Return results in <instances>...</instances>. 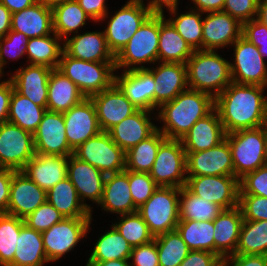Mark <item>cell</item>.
<instances>
[{
  "label": "cell",
  "mask_w": 267,
  "mask_h": 266,
  "mask_svg": "<svg viewBox=\"0 0 267 266\" xmlns=\"http://www.w3.org/2000/svg\"><path fill=\"white\" fill-rule=\"evenodd\" d=\"M266 88L232 82L215 98V109L226 134L263 126Z\"/></svg>",
  "instance_id": "cell-1"
},
{
  "label": "cell",
  "mask_w": 267,
  "mask_h": 266,
  "mask_svg": "<svg viewBox=\"0 0 267 266\" xmlns=\"http://www.w3.org/2000/svg\"><path fill=\"white\" fill-rule=\"evenodd\" d=\"M215 109V98L208 93L187 89L172 101L159 107L156 120L164 126L161 131L169 139H181L199 119L204 118Z\"/></svg>",
  "instance_id": "cell-2"
},
{
  "label": "cell",
  "mask_w": 267,
  "mask_h": 266,
  "mask_svg": "<svg viewBox=\"0 0 267 266\" xmlns=\"http://www.w3.org/2000/svg\"><path fill=\"white\" fill-rule=\"evenodd\" d=\"M189 89L216 98L232 81L230 62L216 50H194L186 62Z\"/></svg>",
  "instance_id": "cell-3"
},
{
  "label": "cell",
  "mask_w": 267,
  "mask_h": 266,
  "mask_svg": "<svg viewBox=\"0 0 267 266\" xmlns=\"http://www.w3.org/2000/svg\"><path fill=\"white\" fill-rule=\"evenodd\" d=\"M86 97L101 93L115 83V62H89L68 56L64 51L58 66Z\"/></svg>",
  "instance_id": "cell-4"
},
{
  "label": "cell",
  "mask_w": 267,
  "mask_h": 266,
  "mask_svg": "<svg viewBox=\"0 0 267 266\" xmlns=\"http://www.w3.org/2000/svg\"><path fill=\"white\" fill-rule=\"evenodd\" d=\"M159 14H152L115 56V69H145L143 63L158 62ZM139 67H138V66Z\"/></svg>",
  "instance_id": "cell-5"
},
{
  "label": "cell",
  "mask_w": 267,
  "mask_h": 266,
  "mask_svg": "<svg viewBox=\"0 0 267 266\" xmlns=\"http://www.w3.org/2000/svg\"><path fill=\"white\" fill-rule=\"evenodd\" d=\"M234 165V176L240 180L247 173L267 164L266 136L263 127L226 134Z\"/></svg>",
  "instance_id": "cell-6"
},
{
  "label": "cell",
  "mask_w": 267,
  "mask_h": 266,
  "mask_svg": "<svg viewBox=\"0 0 267 266\" xmlns=\"http://www.w3.org/2000/svg\"><path fill=\"white\" fill-rule=\"evenodd\" d=\"M180 188L159 186L137 212L150 233L158 235L176 230L179 217Z\"/></svg>",
  "instance_id": "cell-7"
},
{
  "label": "cell",
  "mask_w": 267,
  "mask_h": 266,
  "mask_svg": "<svg viewBox=\"0 0 267 266\" xmlns=\"http://www.w3.org/2000/svg\"><path fill=\"white\" fill-rule=\"evenodd\" d=\"M186 152L179 139L166 138L157 151L149 172L158 186L182 188L186 185Z\"/></svg>",
  "instance_id": "cell-8"
},
{
  "label": "cell",
  "mask_w": 267,
  "mask_h": 266,
  "mask_svg": "<svg viewBox=\"0 0 267 266\" xmlns=\"http://www.w3.org/2000/svg\"><path fill=\"white\" fill-rule=\"evenodd\" d=\"M151 15L144 1H127L115 12L104 30L107 46L114 56Z\"/></svg>",
  "instance_id": "cell-9"
},
{
  "label": "cell",
  "mask_w": 267,
  "mask_h": 266,
  "mask_svg": "<svg viewBox=\"0 0 267 266\" xmlns=\"http://www.w3.org/2000/svg\"><path fill=\"white\" fill-rule=\"evenodd\" d=\"M73 155L106 175L125 170V151L111 139L108 132L102 131L89 138L74 150Z\"/></svg>",
  "instance_id": "cell-10"
},
{
  "label": "cell",
  "mask_w": 267,
  "mask_h": 266,
  "mask_svg": "<svg viewBox=\"0 0 267 266\" xmlns=\"http://www.w3.org/2000/svg\"><path fill=\"white\" fill-rule=\"evenodd\" d=\"M230 46L235 47V60L230 62L232 81L267 87V65L258 48L242 35Z\"/></svg>",
  "instance_id": "cell-11"
},
{
  "label": "cell",
  "mask_w": 267,
  "mask_h": 266,
  "mask_svg": "<svg viewBox=\"0 0 267 266\" xmlns=\"http://www.w3.org/2000/svg\"><path fill=\"white\" fill-rule=\"evenodd\" d=\"M92 218H64L41 233L46 257L49 262L59 260L74 249L90 231Z\"/></svg>",
  "instance_id": "cell-12"
},
{
  "label": "cell",
  "mask_w": 267,
  "mask_h": 266,
  "mask_svg": "<svg viewBox=\"0 0 267 266\" xmlns=\"http://www.w3.org/2000/svg\"><path fill=\"white\" fill-rule=\"evenodd\" d=\"M34 155L32 133L10 122L0 124V168L22 170Z\"/></svg>",
  "instance_id": "cell-13"
},
{
  "label": "cell",
  "mask_w": 267,
  "mask_h": 266,
  "mask_svg": "<svg viewBox=\"0 0 267 266\" xmlns=\"http://www.w3.org/2000/svg\"><path fill=\"white\" fill-rule=\"evenodd\" d=\"M185 187L194 195L218 204L223 209L238 206L239 180L228 176H187Z\"/></svg>",
  "instance_id": "cell-14"
},
{
  "label": "cell",
  "mask_w": 267,
  "mask_h": 266,
  "mask_svg": "<svg viewBox=\"0 0 267 266\" xmlns=\"http://www.w3.org/2000/svg\"><path fill=\"white\" fill-rule=\"evenodd\" d=\"M187 176L234 175L231 149L225 138L218 145L199 152H186Z\"/></svg>",
  "instance_id": "cell-15"
},
{
  "label": "cell",
  "mask_w": 267,
  "mask_h": 266,
  "mask_svg": "<svg viewBox=\"0 0 267 266\" xmlns=\"http://www.w3.org/2000/svg\"><path fill=\"white\" fill-rule=\"evenodd\" d=\"M63 116L66 138L73 151L89 138L102 132L91 98H84L64 112Z\"/></svg>",
  "instance_id": "cell-16"
},
{
  "label": "cell",
  "mask_w": 267,
  "mask_h": 266,
  "mask_svg": "<svg viewBox=\"0 0 267 266\" xmlns=\"http://www.w3.org/2000/svg\"><path fill=\"white\" fill-rule=\"evenodd\" d=\"M35 154L73 155L69 147L63 113L46 110L33 134Z\"/></svg>",
  "instance_id": "cell-17"
},
{
  "label": "cell",
  "mask_w": 267,
  "mask_h": 266,
  "mask_svg": "<svg viewBox=\"0 0 267 266\" xmlns=\"http://www.w3.org/2000/svg\"><path fill=\"white\" fill-rule=\"evenodd\" d=\"M67 177L76 188L80 201L92 212L91 206L84 201L87 198L97 205L100 203L106 174L74 155H70L67 163Z\"/></svg>",
  "instance_id": "cell-18"
},
{
  "label": "cell",
  "mask_w": 267,
  "mask_h": 266,
  "mask_svg": "<svg viewBox=\"0 0 267 266\" xmlns=\"http://www.w3.org/2000/svg\"><path fill=\"white\" fill-rule=\"evenodd\" d=\"M90 98L95 105L99 125L103 132H108L138 110L115 83Z\"/></svg>",
  "instance_id": "cell-19"
},
{
  "label": "cell",
  "mask_w": 267,
  "mask_h": 266,
  "mask_svg": "<svg viewBox=\"0 0 267 266\" xmlns=\"http://www.w3.org/2000/svg\"><path fill=\"white\" fill-rule=\"evenodd\" d=\"M46 201V191L24 172L13 173L7 214L24 219Z\"/></svg>",
  "instance_id": "cell-20"
},
{
  "label": "cell",
  "mask_w": 267,
  "mask_h": 266,
  "mask_svg": "<svg viewBox=\"0 0 267 266\" xmlns=\"http://www.w3.org/2000/svg\"><path fill=\"white\" fill-rule=\"evenodd\" d=\"M202 27V50L227 47L242 35V24L224 11L208 12Z\"/></svg>",
  "instance_id": "cell-21"
},
{
  "label": "cell",
  "mask_w": 267,
  "mask_h": 266,
  "mask_svg": "<svg viewBox=\"0 0 267 266\" xmlns=\"http://www.w3.org/2000/svg\"><path fill=\"white\" fill-rule=\"evenodd\" d=\"M156 68L146 69L155 80L154 110L172 101L178 94L188 89L186 64L158 62Z\"/></svg>",
  "instance_id": "cell-22"
},
{
  "label": "cell",
  "mask_w": 267,
  "mask_h": 266,
  "mask_svg": "<svg viewBox=\"0 0 267 266\" xmlns=\"http://www.w3.org/2000/svg\"><path fill=\"white\" fill-rule=\"evenodd\" d=\"M115 84L138 109L154 110L155 80L146 68L115 75Z\"/></svg>",
  "instance_id": "cell-23"
},
{
  "label": "cell",
  "mask_w": 267,
  "mask_h": 266,
  "mask_svg": "<svg viewBox=\"0 0 267 266\" xmlns=\"http://www.w3.org/2000/svg\"><path fill=\"white\" fill-rule=\"evenodd\" d=\"M63 51L76 59L89 62H115L109 50L104 31L85 32L66 38Z\"/></svg>",
  "instance_id": "cell-24"
},
{
  "label": "cell",
  "mask_w": 267,
  "mask_h": 266,
  "mask_svg": "<svg viewBox=\"0 0 267 266\" xmlns=\"http://www.w3.org/2000/svg\"><path fill=\"white\" fill-rule=\"evenodd\" d=\"M53 69L44 65L20 67L10 76L14 89L32 102L47 109L48 80Z\"/></svg>",
  "instance_id": "cell-25"
},
{
  "label": "cell",
  "mask_w": 267,
  "mask_h": 266,
  "mask_svg": "<svg viewBox=\"0 0 267 266\" xmlns=\"http://www.w3.org/2000/svg\"><path fill=\"white\" fill-rule=\"evenodd\" d=\"M225 136L218 111L214 109L210 114L196 121L180 140L185 152H199L218 145Z\"/></svg>",
  "instance_id": "cell-26"
},
{
  "label": "cell",
  "mask_w": 267,
  "mask_h": 266,
  "mask_svg": "<svg viewBox=\"0 0 267 266\" xmlns=\"http://www.w3.org/2000/svg\"><path fill=\"white\" fill-rule=\"evenodd\" d=\"M69 156L35 154L21 170L46 192L67 177Z\"/></svg>",
  "instance_id": "cell-27"
},
{
  "label": "cell",
  "mask_w": 267,
  "mask_h": 266,
  "mask_svg": "<svg viewBox=\"0 0 267 266\" xmlns=\"http://www.w3.org/2000/svg\"><path fill=\"white\" fill-rule=\"evenodd\" d=\"M150 114L151 111L138 109L108 131L111 139L125 152L139 144L157 129Z\"/></svg>",
  "instance_id": "cell-28"
},
{
  "label": "cell",
  "mask_w": 267,
  "mask_h": 266,
  "mask_svg": "<svg viewBox=\"0 0 267 266\" xmlns=\"http://www.w3.org/2000/svg\"><path fill=\"white\" fill-rule=\"evenodd\" d=\"M98 205L104 211L118 215L134 213L138 210L130 192L129 170L106 175L103 196Z\"/></svg>",
  "instance_id": "cell-29"
},
{
  "label": "cell",
  "mask_w": 267,
  "mask_h": 266,
  "mask_svg": "<svg viewBox=\"0 0 267 266\" xmlns=\"http://www.w3.org/2000/svg\"><path fill=\"white\" fill-rule=\"evenodd\" d=\"M243 220L239 206L224 209L214 219L215 254L223 261L236 252Z\"/></svg>",
  "instance_id": "cell-30"
},
{
  "label": "cell",
  "mask_w": 267,
  "mask_h": 266,
  "mask_svg": "<svg viewBox=\"0 0 267 266\" xmlns=\"http://www.w3.org/2000/svg\"><path fill=\"white\" fill-rule=\"evenodd\" d=\"M11 30L24 33L29 39L53 33L52 8L41 1L14 12L11 15Z\"/></svg>",
  "instance_id": "cell-31"
},
{
  "label": "cell",
  "mask_w": 267,
  "mask_h": 266,
  "mask_svg": "<svg viewBox=\"0 0 267 266\" xmlns=\"http://www.w3.org/2000/svg\"><path fill=\"white\" fill-rule=\"evenodd\" d=\"M165 18L159 14L158 62L186 64L194 50Z\"/></svg>",
  "instance_id": "cell-32"
},
{
  "label": "cell",
  "mask_w": 267,
  "mask_h": 266,
  "mask_svg": "<svg viewBox=\"0 0 267 266\" xmlns=\"http://www.w3.org/2000/svg\"><path fill=\"white\" fill-rule=\"evenodd\" d=\"M86 98L68 77L53 69L48 80L47 110L64 113Z\"/></svg>",
  "instance_id": "cell-33"
},
{
  "label": "cell",
  "mask_w": 267,
  "mask_h": 266,
  "mask_svg": "<svg viewBox=\"0 0 267 266\" xmlns=\"http://www.w3.org/2000/svg\"><path fill=\"white\" fill-rule=\"evenodd\" d=\"M46 199L65 218H92L91 211L80 201L76 188L68 177L49 189Z\"/></svg>",
  "instance_id": "cell-34"
},
{
  "label": "cell",
  "mask_w": 267,
  "mask_h": 266,
  "mask_svg": "<svg viewBox=\"0 0 267 266\" xmlns=\"http://www.w3.org/2000/svg\"><path fill=\"white\" fill-rule=\"evenodd\" d=\"M14 260L9 266H43L48 263L41 232L21 226Z\"/></svg>",
  "instance_id": "cell-35"
},
{
  "label": "cell",
  "mask_w": 267,
  "mask_h": 266,
  "mask_svg": "<svg viewBox=\"0 0 267 266\" xmlns=\"http://www.w3.org/2000/svg\"><path fill=\"white\" fill-rule=\"evenodd\" d=\"M167 137L156 129L149 137L125 152V169L134 172L149 173L160 144Z\"/></svg>",
  "instance_id": "cell-36"
},
{
  "label": "cell",
  "mask_w": 267,
  "mask_h": 266,
  "mask_svg": "<svg viewBox=\"0 0 267 266\" xmlns=\"http://www.w3.org/2000/svg\"><path fill=\"white\" fill-rule=\"evenodd\" d=\"M46 110L13 89L7 122L34 134Z\"/></svg>",
  "instance_id": "cell-37"
},
{
  "label": "cell",
  "mask_w": 267,
  "mask_h": 266,
  "mask_svg": "<svg viewBox=\"0 0 267 266\" xmlns=\"http://www.w3.org/2000/svg\"><path fill=\"white\" fill-rule=\"evenodd\" d=\"M53 35V36H52ZM30 38L26 45L27 61L31 65H44L51 69H58L63 52V40L56 34ZM62 46H61V45Z\"/></svg>",
  "instance_id": "cell-38"
},
{
  "label": "cell",
  "mask_w": 267,
  "mask_h": 266,
  "mask_svg": "<svg viewBox=\"0 0 267 266\" xmlns=\"http://www.w3.org/2000/svg\"><path fill=\"white\" fill-rule=\"evenodd\" d=\"M176 230L189 250H201L215 254L214 220H179Z\"/></svg>",
  "instance_id": "cell-39"
},
{
  "label": "cell",
  "mask_w": 267,
  "mask_h": 266,
  "mask_svg": "<svg viewBox=\"0 0 267 266\" xmlns=\"http://www.w3.org/2000/svg\"><path fill=\"white\" fill-rule=\"evenodd\" d=\"M88 19L91 20L76 0L52 8L53 32L63 40L71 33L77 34Z\"/></svg>",
  "instance_id": "cell-40"
},
{
  "label": "cell",
  "mask_w": 267,
  "mask_h": 266,
  "mask_svg": "<svg viewBox=\"0 0 267 266\" xmlns=\"http://www.w3.org/2000/svg\"><path fill=\"white\" fill-rule=\"evenodd\" d=\"M111 227V230L101 235L94 244L88 262L129 259L133 247L113 225Z\"/></svg>",
  "instance_id": "cell-41"
},
{
  "label": "cell",
  "mask_w": 267,
  "mask_h": 266,
  "mask_svg": "<svg viewBox=\"0 0 267 266\" xmlns=\"http://www.w3.org/2000/svg\"><path fill=\"white\" fill-rule=\"evenodd\" d=\"M180 220L213 221L224 209L205 198L191 193L185 186L180 188Z\"/></svg>",
  "instance_id": "cell-42"
},
{
  "label": "cell",
  "mask_w": 267,
  "mask_h": 266,
  "mask_svg": "<svg viewBox=\"0 0 267 266\" xmlns=\"http://www.w3.org/2000/svg\"><path fill=\"white\" fill-rule=\"evenodd\" d=\"M235 254L267 255V220H243Z\"/></svg>",
  "instance_id": "cell-43"
},
{
  "label": "cell",
  "mask_w": 267,
  "mask_h": 266,
  "mask_svg": "<svg viewBox=\"0 0 267 266\" xmlns=\"http://www.w3.org/2000/svg\"><path fill=\"white\" fill-rule=\"evenodd\" d=\"M154 240L159 266H179L190 251L177 230L158 235Z\"/></svg>",
  "instance_id": "cell-44"
},
{
  "label": "cell",
  "mask_w": 267,
  "mask_h": 266,
  "mask_svg": "<svg viewBox=\"0 0 267 266\" xmlns=\"http://www.w3.org/2000/svg\"><path fill=\"white\" fill-rule=\"evenodd\" d=\"M24 219L0 214V266H9L14 260L16 243Z\"/></svg>",
  "instance_id": "cell-45"
},
{
  "label": "cell",
  "mask_w": 267,
  "mask_h": 266,
  "mask_svg": "<svg viewBox=\"0 0 267 266\" xmlns=\"http://www.w3.org/2000/svg\"><path fill=\"white\" fill-rule=\"evenodd\" d=\"M201 14L204 13L191 9L179 14L176 18L167 19L193 50L202 49L203 19Z\"/></svg>",
  "instance_id": "cell-46"
},
{
  "label": "cell",
  "mask_w": 267,
  "mask_h": 266,
  "mask_svg": "<svg viewBox=\"0 0 267 266\" xmlns=\"http://www.w3.org/2000/svg\"><path fill=\"white\" fill-rule=\"evenodd\" d=\"M120 218L119 222L112 223V225L132 247L144 245L154 240L147 224L137 211L120 215Z\"/></svg>",
  "instance_id": "cell-47"
},
{
  "label": "cell",
  "mask_w": 267,
  "mask_h": 266,
  "mask_svg": "<svg viewBox=\"0 0 267 266\" xmlns=\"http://www.w3.org/2000/svg\"><path fill=\"white\" fill-rule=\"evenodd\" d=\"M29 38L22 32L10 30L6 36L0 37V73L3 75V67L8 62L5 60V54L8 58L17 59L26 54V45Z\"/></svg>",
  "instance_id": "cell-48"
},
{
  "label": "cell",
  "mask_w": 267,
  "mask_h": 266,
  "mask_svg": "<svg viewBox=\"0 0 267 266\" xmlns=\"http://www.w3.org/2000/svg\"><path fill=\"white\" fill-rule=\"evenodd\" d=\"M65 217L47 201L40 205L33 213L24 218V223L31 229L44 232Z\"/></svg>",
  "instance_id": "cell-49"
},
{
  "label": "cell",
  "mask_w": 267,
  "mask_h": 266,
  "mask_svg": "<svg viewBox=\"0 0 267 266\" xmlns=\"http://www.w3.org/2000/svg\"><path fill=\"white\" fill-rule=\"evenodd\" d=\"M129 186L134 205L139 208L159 187L149 173L129 171Z\"/></svg>",
  "instance_id": "cell-50"
},
{
  "label": "cell",
  "mask_w": 267,
  "mask_h": 266,
  "mask_svg": "<svg viewBox=\"0 0 267 266\" xmlns=\"http://www.w3.org/2000/svg\"><path fill=\"white\" fill-rule=\"evenodd\" d=\"M239 195H258L267 198V164L247 173L239 180Z\"/></svg>",
  "instance_id": "cell-51"
},
{
  "label": "cell",
  "mask_w": 267,
  "mask_h": 266,
  "mask_svg": "<svg viewBox=\"0 0 267 266\" xmlns=\"http://www.w3.org/2000/svg\"><path fill=\"white\" fill-rule=\"evenodd\" d=\"M238 206L244 220H267V198L258 195H239Z\"/></svg>",
  "instance_id": "cell-52"
},
{
  "label": "cell",
  "mask_w": 267,
  "mask_h": 266,
  "mask_svg": "<svg viewBox=\"0 0 267 266\" xmlns=\"http://www.w3.org/2000/svg\"><path fill=\"white\" fill-rule=\"evenodd\" d=\"M259 0H225L222 11L236 18L241 24L257 17Z\"/></svg>",
  "instance_id": "cell-53"
},
{
  "label": "cell",
  "mask_w": 267,
  "mask_h": 266,
  "mask_svg": "<svg viewBox=\"0 0 267 266\" xmlns=\"http://www.w3.org/2000/svg\"><path fill=\"white\" fill-rule=\"evenodd\" d=\"M130 266H159L157 246L155 240L132 248L129 261Z\"/></svg>",
  "instance_id": "cell-54"
},
{
  "label": "cell",
  "mask_w": 267,
  "mask_h": 266,
  "mask_svg": "<svg viewBox=\"0 0 267 266\" xmlns=\"http://www.w3.org/2000/svg\"><path fill=\"white\" fill-rule=\"evenodd\" d=\"M224 261L212 252L191 250L179 266H223Z\"/></svg>",
  "instance_id": "cell-55"
},
{
  "label": "cell",
  "mask_w": 267,
  "mask_h": 266,
  "mask_svg": "<svg viewBox=\"0 0 267 266\" xmlns=\"http://www.w3.org/2000/svg\"><path fill=\"white\" fill-rule=\"evenodd\" d=\"M242 36L249 42H266L267 27L256 18L242 24Z\"/></svg>",
  "instance_id": "cell-56"
},
{
  "label": "cell",
  "mask_w": 267,
  "mask_h": 266,
  "mask_svg": "<svg viewBox=\"0 0 267 266\" xmlns=\"http://www.w3.org/2000/svg\"><path fill=\"white\" fill-rule=\"evenodd\" d=\"M85 13L95 22L108 17L105 0H76Z\"/></svg>",
  "instance_id": "cell-57"
},
{
  "label": "cell",
  "mask_w": 267,
  "mask_h": 266,
  "mask_svg": "<svg viewBox=\"0 0 267 266\" xmlns=\"http://www.w3.org/2000/svg\"><path fill=\"white\" fill-rule=\"evenodd\" d=\"M15 171L9 168H0V214H7L11 180Z\"/></svg>",
  "instance_id": "cell-58"
},
{
  "label": "cell",
  "mask_w": 267,
  "mask_h": 266,
  "mask_svg": "<svg viewBox=\"0 0 267 266\" xmlns=\"http://www.w3.org/2000/svg\"><path fill=\"white\" fill-rule=\"evenodd\" d=\"M225 266H267V255L233 254L224 259Z\"/></svg>",
  "instance_id": "cell-59"
},
{
  "label": "cell",
  "mask_w": 267,
  "mask_h": 266,
  "mask_svg": "<svg viewBox=\"0 0 267 266\" xmlns=\"http://www.w3.org/2000/svg\"><path fill=\"white\" fill-rule=\"evenodd\" d=\"M13 89L14 86L10 78L0 82V124L7 122Z\"/></svg>",
  "instance_id": "cell-60"
},
{
  "label": "cell",
  "mask_w": 267,
  "mask_h": 266,
  "mask_svg": "<svg viewBox=\"0 0 267 266\" xmlns=\"http://www.w3.org/2000/svg\"><path fill=\"white\" fill-rule=\"evenodd\" d=\"M178 2V0H150L146 7L152 14H164L163 7H166L171 15H174L172 17H175L178 13Z\"/></svg>",
  "instance_id": "cell-61"
},
{
  "label": "cell",
  "mask_w": 267,
  "mask_h": 266,
  "mask_svg": "<svg viewBox=\"0 0 267 266\" xmlns=\"http://www.w3.org/2000/svg\"><path fill=\"white\" fill-rule=\"evenodd\" d=\"M195 4V8L191 9L197 10L201 13L217 12L222 11L224 8L225 0H191Z\"/></svg>",
  "instance_id": "cell-62"
},
{
  "label": "cell",
  "mask_w": 267,
  "mask_h": 266,
  "mask_svg": "<svg viewBox=\"0 0 267 266\" xmlns=\"http://www.w3.org/2000/svg\"><path fill=\"white\" fill-rule=\"evenodd\" d=\"M11 15L9 9L0 3V37L6 36L11 30Z\"/></svg>",
  "instance_id": "cell-63"
},
{
  "label": "cell",
  "mask_w": 267,
  "mask_h": 266,
  "mask_svg": "<svg viewBox=\"0 0 267 266\" xmlns=\"http://www.w3.org/2000/svg\"><path fill=\"white\" fill-rule=\"evenodd\" d=\"M39 0H0V3L5 5L11 13L21 11L34 5Z\"/></svg>",
  "instance_id": "cell-64"
},
{
  "label": "cell",
  "mask_w": 267,
  "mask_h": 266,
  "mask_svg": "<svg viewBox=\"0 0 267 266\" xmlns=\"http://www.w3.org/2000/svg\"><path fill=\"white\" fill-rule=\"evenodd\" d=\"M256 19L267 27V0L258 1V10Z\"/></svg>",
  "instance_id": "cell-65"
},
{
  "label": "cell",
  "mask_w": 267,
  "mask_h": 266,
  "mask_svg": "<svg viewBox=\"0 0 267 266\" xmlns=\"http://www.w3.org/2000/svg\"><path fill=\"white\" fill-rule=\"evenodd\" d=\"M86 266H130V264L129 259H120L105 262H87Z\"/></svg>",
  "instance_id": "cell-66"
},
{
  "label": "cell",
  "mask_w": 267,
  "mask_h": 266,
  "mask_svg": "<svg viewBox=\"0 0 267 266\" xmlns=\"http://www.w3.org/2000/svg\"><path fill=\"white\" fill-rule=\"evenodd\" d=\"M250 43L254 44L258 48L263 58L267 56V41L266 42H250Z\"/></svg>",
  "instance_id": "cell-67"
},
{
  "label": "cell",
  "mask_w": 267,
  "mask_h": 266,
  "mask_svg": "<svg viewBox=\"0 0 267 266\" xmlns=\"http://www.w3.org/2000/svg\"><path fill=\"white\" fill-rule=\"evenodd\" d=\"M39 1H41L45 5L53 8L56 5H59V4H62V3H66V2H69V1H73V0H39Z\"/></svg>",
  "instance_id": "cell-68"
},
{
  "label": "cell",
  "mask_w": 267,
  "mask_h": 266,
  "mask_svg": "<svg viewBox=\"0 0 267 266\" xmlns=\"http://www.w3.org/2000/svg\"><path fill=\"white\" fill-rule=\"evenodd\" d=\"M264 130H267V102L265 106V113H264V121H263V126Z\"/></svg>",
  "instance_id": "cell-69"
},
{
  "label": "cell",
  "mask_w": 267,
  "mask_h": 266,
  "mask_svg": "<svg viewBox=\"0 0 267 266\" xmlns=\"http://www.w3.org/2000/svg\"><path fill=\"white\" fill-rule=\"evenodd\" d=\"M265 136H266V152H267V130H265Z\"/></svg>",
  "instance_id": "cell-70"
}]
</instances>
